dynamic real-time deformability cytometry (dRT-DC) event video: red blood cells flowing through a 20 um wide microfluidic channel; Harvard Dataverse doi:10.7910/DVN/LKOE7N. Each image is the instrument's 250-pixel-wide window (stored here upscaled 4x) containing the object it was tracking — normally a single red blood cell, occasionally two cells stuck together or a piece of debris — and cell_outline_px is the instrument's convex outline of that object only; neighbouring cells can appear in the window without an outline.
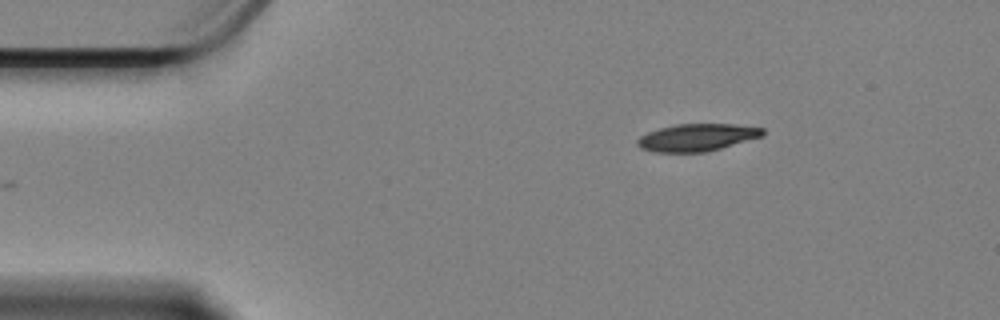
{"species": "Egyptian fruit bat (a non-hibernating species)", "species_latin": "Rousettus aegyptiacus", "temperature_condition": "cold", "stored_images_in_passage": 7, "camera_frame_rate_fps": 3000, "um_per_image_px": 0.085, "animal": {"sex": "female"}, "frame": {"image": 1, "passage_image": 1, "time_ms": 0.0, "image_size_px": [1000, 320], "cell_outline_px": [[764, 136], [720, 148], [704, 152], [656, 152], [640, 148], [636, 144], [636, 140], [640, 136], [648, 132], [660, 128], [676, 124], [736, 124], [764, 128]], "centroid_in_image_um": [59.25, 11.68], "position_along_channel_um": 25.8, "area_um2": 19.94}}